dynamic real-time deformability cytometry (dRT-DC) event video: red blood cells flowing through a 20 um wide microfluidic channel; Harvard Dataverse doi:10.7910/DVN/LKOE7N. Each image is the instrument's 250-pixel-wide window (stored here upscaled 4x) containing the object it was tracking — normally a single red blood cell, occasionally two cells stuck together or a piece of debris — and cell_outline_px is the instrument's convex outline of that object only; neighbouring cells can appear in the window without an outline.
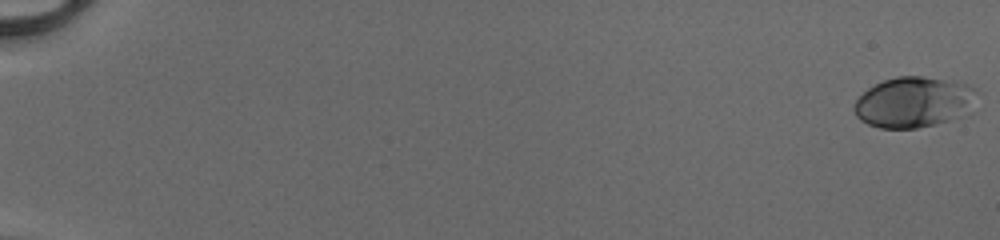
{"species": "human", "species_latin": "Homo sapiens", "temperature_condition": "cold", "stored_images_in_passage": 53, "camera_frame_rate_fps": 3000, "um_per_image_px": 0.085, "donor": {"sex": "male"}, "frame": {"image": 1, "passage_image": 1, "time_ms": 0.0, "image_size_px": [1000, 240], "cell_outline_px": [[980, 92], [972, 112], [968, 116], [936, 124], [916, 128], [880, 128], [868, 124], [860, 120], [856, 116], [852, 108], [856, 100], [868, 88], [884, 80], [896, 76], [924, 76], [956, 80], [968, 84], [976, 88]], "centroid_in_image_um": [77.78, 8.68], "position_along_channel_um": 7.2, "area_um2": 37.34}}
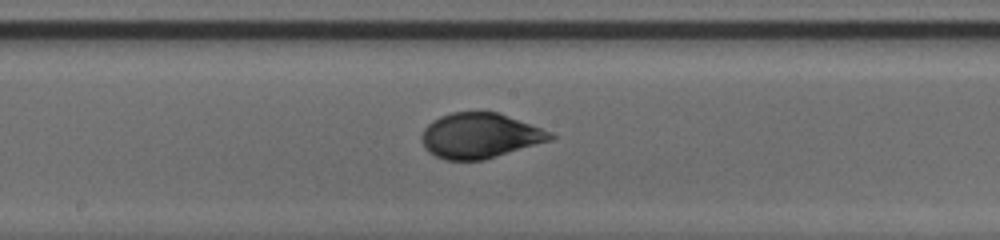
{"frame": {"image": 2, "passage_image": 31, "time_ms": 10.0, "image_size_px": [1000, 240], "cell_outline_px": [[556, 136], [552, 140], [484, 160], [444, 160], [428, 152], [424, 148], [420, 140], [420, 136], [424, 128], [432, 120], [440, 116], [452, 112], [500, 112], [552, 132]], "centroid_in_image_um": [40.78, 11.53], "position_along_channel_um": 207.4, "area_um2": 34.22}}
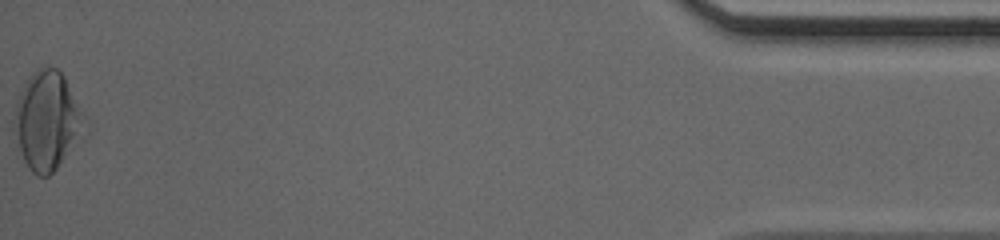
{"frame": {"image": 3, "passage_image": 53, "time_ms": 17.333, "image_size_px": [1000, 240], "cell_outline_px": [[84, 116], [56, 168], [48, 176], [36, 176], [28, 168], [24, 160], [20, 148], [16, 116], [16, 100], [20, 92], [32, 72], [36, 68], [44, 64], [56, 68], [64, 76]], "centroid_in_image_um": [3.92, 10.14], "position_along_channel_um": 431.3, "area_um2": 37.4}, "authors_computed_cell_mechanics": {"area_um2": 33.7552, "velocity_mm_per_s": 4.1354, "shape_relaxation_time_tau1_ms": 4.5389, "shape_relaxation_time_tau2_ms": null, "deformation_change_tau1": 0.1666, "deformation_change_tau2": null}}